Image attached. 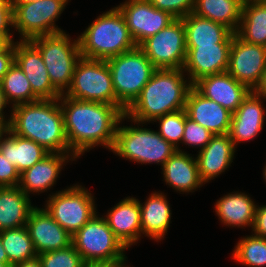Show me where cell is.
<instances>
[{"label": "cell", "mask_w": 266, "mask_h": 267, "mask_svg": "<svg viewBox=\"0 0 266 267\" xmlns=\"http://www.w3.org/2000/svg\"><path fill=\"white\" fill-rule=\"evenodd\" d=\"M70 150L80 158L85 151L100 145L112 149L116 130L125 111L115 105L59 97Z\"/></svg>", "instance_id": "6da1fadb"}, {"label": "cell", "mask_w": 266, "mask_h": 267, "mask_svg": "<svg viewBox=\"0 0 266 267\" xmlns=\"http://www.w3.org/2000/svg\"><path fill=\"white\" fill-rule=\"evenodd\" d=\"M10 131L33 140L49 153H73L68 144L59 98L11 107Z\"/></svg>", "instance_id": "7a4b0ae2"}, {"label": "cell", "mask_w": 266, "mask_h": 267, "mask_svg": "<svg viewBox=\"0 0 266 267\" xmlns=\"http://www.w3.org/2000/svg\"><path fill=\"white\" fill-rule=\"evenodd\" d=\"M184 73L183 69H156L140 95L125 110L126 119L144 126L165 114L185 109L193 84Z\"/></svg>", "instance_id": "3957f363"}, {"label": "cell", "mask_w": 266, "mask_h": 267, "mask_svg": "<svg viewBox=\"0 0 266 267\" xmlns=\"http://www.w3.org/2000/svg\"><path fill=\"white\" fill-rule=\"evenodd\" d=\"M81 57L107 60L137 48L117 7L97 16L78 37Z\"/></svg>", "instance_id": "277c9868"}, {"label": "cell", "mask_w": 266, "mask_h": 267, "mask_svg": "<svg viewBox=\"0 0 266 267\" xmlns=\"http://www.w3.org/2000/svg\"><path fill=\"white\" fill-rule=\"evenodd\" d=\"M127 120L126 115L120 119L118 124L112 152L121 158L128 159L141 164H161L176 152L177 148L167 142L157 131L142 128L140 122L130 121L137 124L121 126L122 121Z\"/></svg>", "instance_id": "5b68a950"}, {"label": "cell", "mask_w": 266, "mask_h": 267, "mask_svg": "<svg viewBox=\"0 0 266 267\" xmlns=\"http://www.w3.org/2000/svg\"><path fill=\"white\" fill-rule=\"evenodd\" d=\"M106 62L116 94V106L125 111L140 95L156 68L139 47L111 57Z\"/></svg>", "instance_id": "8992f818"}, {"label": "cell", "mask_w": 266, "mask_h": 267, "mask_svg": "<svg viewBox=\"0 0 266 267\" xmlns=\"http://www.w3.org/2000/svg\"><path fill=\"white\" fill-rule=\"evenodd\" d=\"M30 41L39 49L52 85L64 94L71 85L75 65L81 58L78 37L71 40L64 31Z\"/></svg>", "instance_id": "52a82bcc"}, {"label": "cell", "mask_w": 266, "mask_h": 267, "mask_svg": "<svg viewBox=\"0 0 266 267\" xmlns=\"http://www.w3.org/2000/svg\"><path fill=\"white\" fill-rule=\"evenodd\" d=\"M72 244L83 261L116 264L127 258L124 252L128 249L97 213L72 235Z\"/></svg>", "instance_id": "ba28073f"}, {"label": "cell", "mask_w": 266, "mask_h": 267, "mask_svg": "<svg viewBox=\"0 0 266 267\" xmlns=\"http://www.w3.org/2000/svg\"><path fill=\"white\" fill-rule=\"evenodd\" d=\"M64 95L116 106V94L106 60L81 57L75 65L71 85Z\"/></svg>", "instance_id": "9c48e42d"}, {"label": "cell", "mask_w": 266, "mask_h": 267, "mask_svg": "<svg viewBox=\"0 0 266 267\" xmlns=\"http://www.w3.org/2000/svg\"><path fill=\"white\" fill-rule=\"evenodd\" d=\"M44 206L70 235H74L97 213L94 196L82 185H72L52 193Z\"/></svg>", "instance_id": "30bf717a"}, {"label": "cell", "mask_w": 266, "mask_h": 267, "mask_svg": "<svg viewBox=\"0 0 266 267\" xmlns=\"http://www.w3.org/2000/svg\"><path fill=\"white\" fill-rule=\"evenodd\" d=\"M69 0H39L29 4H11L13 27L19 40L64 32L55 24Z\"/></svg>", "instance_id": "8fae6325"}, {"label": "cell", "mask_w": 266, "mask_h": 267, "mask_svg": "<svg viewBox=\"0 0 266 267\" xmlns=\"http://www.w3.org/2000/svg\"><path fill=\"white\" fill-rule=\"evenodd\" d=\"M138 47L156 69H183L187 55L183 20L175 19Z\"/></svg>", "instance_id": "7c38bea8"}, {"label": "cell", "mask_w": 266, "mask_h": 267, "mask_svg": "<svg viewBox=\"0 0 266 267\" xmlns=\"http://www.w3.org/2000/svg\"><path fill=\"white\" fill-rule=\"evenodd\" d=\"M266 69V47L247 43L233 36L227 72L240 83L254 90Z\"/></svg>", "instance_id": "4fadbf2b"}, {"label": "cell", "mask_w": 266, "mask_h": 267, "mask_svg": "<svg viewBox=\"0 0 266 267\" xmlns=\"http://www.w3.org/2000/svg\"><path fill=\"white\" fill-rule=\"evenodd\" d=\"M116 7L123 14L137 46L176 19L169 12L154 7L149 0H126Z\"/></svg>", "instance_id": "5bb4252c"}, {"label": "cell", "mask_w": 266, "mask_h": 267, "mask_svg": "<svg viewBox=\"0 0 266 267\" xmlns=\"http://www.w3.org/2000/svg\"><path fill=\"white\" fill-rule=\"evenodd\" d=\"M15 62L28 78L40 100H53L62 94L52 85L39 49L30 40L15 42Z\"/></svg>", "instance_id": "9a60e30c"}, {"label": "cell", "mask_w": 266, "mask_h": 267, "mask_svg": "<svg viewBox=\"0 0 266 267\" xmlns=\"http://www.w3.org/2000/svg\"><path fill=\"white\" fill-rule=\"evenodd\" d=\"M232 43L207 46H186L187 55L183 71L194 84L200 78L227 72Z\"/></svg>", "instance_id": "2e32d148"}, {"label": "cell", "mask_w": 266, "mask_h": 267, "mask_svg": "<svg viewBox=\"0 0 266 267\" xmlns=\"http://www.w3.org/2000/svg\"><path fill=\"white\" fill-rule=\"evenodd\" d=\"M26 227L38 255L72 244V235L57 223L45 208L36 206L29 215Z\"/></svg>", "instance_id": "e0dca14e"}, {"label": "cell", "mask_w": 266, "mask_h": 267, "mask_svg": "<svg viewBox=\"0 0 266 267\" xmlns=\"http://www.w3.org/2000/svg\"><path fill=\"white\" fill-rule=\"evenodd\" d=\"M193 87L205 98L234 113L251 90L228 72L200 78Z\"/></svg>", "instance_id": "ac0fdd59"}, {"label": "cell", "mask_w": 266, "mask_h": 267, "mask_svg": "<svg viewBox=\"0 0 266 267\" xmlns=\"http://www.w3.org/2000/svg\"><path fill=\"white\" fill-rule=\"evenodd\" d=\"M76 159L77 157L73 153H49L41 161L20 174L18 187L27 196L33 193H44L56 184L63 165Z\"/></svg>", "instance_id": "d6986e66"}, {"label": "cell", "mask_w": 266, "mask_h": 267, "mask_svg": "<svg viewBox=\"0 0 266 267\" xmlns=\"http://www.w3.org/2000/svg\"><path fill=\"white\" fill-rule=\"evenodd\" d=\"M261 99L254 90H251L242 104L232 113L228 134L235 148L238 143L255 139L263 129L265 109Z\"/></svg>", "instance_id": "ffe728a7"}, {"label": "cell", "mask_w": 266, "mask_h": 267, "mask_svg": "<svg viewBox=\"0 0 266 267\" xmlns=\"http://www.w3.org/2000/svg\"><path fill=\"white\" fill-rule=\"evenodd\" d=\"M185 110L190 119L212 134L229 133L232 113L215 101L205 98L194 87L188 92Z\"/></svg>", "instance_id": "44dd1931"}, {"label": "cell", "mask_w": 266, "mask_h": 267, "mask_svg": "<svg viewBox=\"0 0 266 267\" xmlns=\"http://www.w3.org/2000/svg\"><path fill=\"white\" fill-rule=\"evenodd\" d=\"M104 218L127 249L141 238V210L139 200L135 197H126L119 201Z\"/></svg>", "instance_id": "7402d4cb"}, {"label": "cell", "mask_w": 266, "mask_h": 267, "mask_svg": "<svg viewBox=\"0 0 266 267\" xmlns=\"http://www.w3.org/2000/svg\"><path fill=\"white\" fill-rule=\"evenodd\" d=\"M236 148L229 134L214 135L196 155L201 181L206 184L231 166Z\"/></svg>", "instance_id": "603a6c76"}, {"label": "cell", "mask_w": 266, "mask_h": 267, "mask_svg": "<svg viewBox=\"0 0 266 267\" xmlns=\"http://www.w3.org/2000/svg\"><path fill=\"white\" fill-rule=\"evenodd\" d=\"M190 155L184 150H176L161 168L164 182L183 194L195 192L197 188L203 186L196 157Z\"/></svg>", "instance_id": "cb8c5ba5"}, {"label": "cell", "mask_w": 266, "mask_h": 267, "mask_svg": "<svg viewBox=\"0 0 266 267\" xmlns=\"http://www.w3.org/2000/svg\"><path fill=\"white\" fill-rule=\"evenodd\" d=\"M166 197L164 193L155 191L144 203L139 201L142 235L156 242L164 239L171 223L172 213Z\"/></svg>", "instance_id": "d4e9b609"}, {"label": "cell", "mask_w": 266, "mask_h": 267, "mask_svg": "<svg viewBox=\"0 0 266 267\" xmlns=\"http://www.w3.org/2000/svg\"><path fill=\"white\" fill-rule=\"evenodd\" d=\"M214 206L218 219L225 226L252 228L257 205L244 192L228 193L219 198Z\"/></svg>", "instance_id": "484cf974"}, {"label": "cell", "mask_w": 266, "mask_h": 267, "mask_svg": "<svg viewBox=\"0 0 266 267\" xmlns=\"http://www.w3.org/2000/svg\"><path fill=\"white\" fill-rule=\"evenodd\" d=\"M186 46H207L232 43L234 32L225 25L189 13L182 18Z\"/></svg>", "instance_id": "4316f807"}, {"label": "cell", "mask_w": 266, "mask_h": 267, "mask_svg": "<svg viewBox=\"0 0 266 267\" xmlns=\"http://www.w3.org/2000/svg\"><path fill=\"white\" fill-rule=\"evenodd\" d=\"M18 186L0 187V231L25 226L36 207Z\"/></svg>", "instance_id": "83f0119b"}, {"label": "cell", "mask_w": 266, "mask_h": 267, "mask_svg": "<svg viewBox=\"0 0 266 267\" xmlns=\"http://www.w3.org/2000/svg\"><path fill=\"white\" fill-rule=\"evenodd\" d=\"M0 152L21 174L49 154L33 140L25 139L9 131L0 144Z\"/></svg>", "instance_id": "f1b7e54d"}, {"label": "cell", "mask_w": 266, "mask_h": 267, "mask_svg": "<svg viewBox=\"0 0 266 267\" xmlns=\"http://www.w3.org/2000/svg\"><path fill=\"white\" fill-rule=\"evenodd\" d=\"M235 34L247 43L266 47V0H245Z\"/></svg>", "instance_id": "f546056e"}, {"label": "cell", "mask_w": 266, "mask_h": 267, "mask_svg": "<svg viewBox=\"0 0 266 267\" xmlns=\"http://www.w3.org/2000/svg\"><path fill=\"white\" fill-rule=\"evenodd\" d=\"M245 0H195L193 12L195 15L221 23L237 31Z\"/></svg>", "instance_id": "4dcf8cb0"}, {"label": "cell", "mask_w": 266, "mask_h": 267, "mask_svg": "<svg viewBox=\"0 0 266 267\" xmlns=\"http://www.w3.org/2000/svg\"><path fill=\"white\" fill-rule=\"evenodd\" d=\"M0 238L11 266L38 256L26 225L2 230Z\"/></svg>", "instance_id": "1f68e13d"}, {"label": "cell", "mask_w": 266, "mask_h": 267, "mask_svg": "<svg viewBox=\"0 0 266 267\" xmlns=\"http://www.w3.org/2000/svg\"><path fill=\"white\" fill-rule=\"evenodd\" d=\"M5 98L12 107L40 100L32 91L30 82L20 66L14 62L0 82Z\"/></svg>", "instance_id": "d6a6232c"}, {"label": "cell", "mask_w": 266, "mask_h": 267, "mask_svg": "<svg viewBox=\"0 0 266 267\" xmlns=\"http://www.w3.org/2000/svg\"><path fill=\"white\" fill-rule=\"evenodd\" d=\"M232 257L235 262H239L249 267L266 266V238L258 237L254 234L241 238L234 248Z\"/></svg>", "instance_id": "836d02e7"}, {"label": "cell", "mask_w": 266, "mask_h": 267, "mask_svg": "<svg viewBox=\"0 0 266 267\" xmlns=\"http://www.w3.org/2000/svg\"><path fill=\"white\" fill-rule=\"evenodd\" d=\"M186 110L182 109L172 113L165 114L154 122L158 121L159 130L157 131L167 142L171 143L177 150L182 141L185 128Z\"/></svg>", "instance_id": "e575fe53"}, {"label": "cell", "mask_w": 266, "mask_h": 267, "mask_svg": "<svg viewBox=\"0 0 266 267\" xmlns=\"http://www.w3.org/2000/svg\"><path fill=\"white\" fill-rule=\"evenodd\" d=\"M41 267H81L83 259L74 245L38 255Z\"/></svg>", "instance_id": "d590c367"}, {"label": "cell", "mask_w": 266, "mask_h": 267, "mask_svg": "<svg viewBox=\"0 0 266 267\" xmlns=\"http://www.w3.org/2000/svg\"><path fill=\"white\" fill-rule=\"evenodd\" d=\"M214 136L209 130L196 123L192 119L187 116L185 119V128L184 134L181 143L188 145V147H199V149H203Z\"/></svg>", "instance_id": "8d00e7d4"}, {"label": "cell", "mask_w": 266, "mask_h": 267, "mask_svg": "<svg viewBox=\"0 0 266 267\" xmlns=\"http://www.w3.org/2000/svg\"><path fill=\"white\" fill-rule=\"evenodd\" d=\"M150 3L162 11L169 12L176 19L193 12L195 0H149Z\"/></svg>", "instance_id": "74e56055"}, {"label": "cell", "mask_w": 266, "mask_h": 267, "mask_svg": "<svg viewBox=\"0 0 266 267\" xmlns=\"http://www.w3.org/2000/svg\"><path fill=\"white\" fill-rule=\"evenodd\" d=\"M10 27H13V7L10 0H0V39L3 42L14 41Z\"/></svg>", "instance_id": "f35d334b"}, {"label": "cell", "mask_w": 266, "mask_h": 267, "mask_svg": "<svg viewBox=\"0 0 266 267\" xmlns=\"http://www.w3.org/2000/svg\"><path fill=\"white\" fill-rule=\"evenodd\" d=\"M20 182V173L0 152V187H16Z\"/></svg>", "instance_id": "ab89813d"}, {"label": "cell", "mask_w": 266, "mask_h": 267, "mask_svg": "<svg viewBox=\"0 0 266 267\" xmlns=\"http://www.w3.org/2000/svg\"><path fill=\"white\" fill-rule=\"evenodd\" d=\"M15 62V42H4L0 46V82Z\"/></svg>", "instance_id": "60d3db41"}, {"label": "cell", "mask_w": 266, "mask_h": 267, "mask_svg": "<svg viewBox=\"0 0 266 267\" xmlns=\"http://www.w3.org/2000/svg\"><path fill=\"white\" fill-rule=\"evenodd\" d=\"M251 230L254 232L252 234L266 238V205L257 206L254 224Z\"/></svg>", "instance_id": "b9f144b4"}, {"label": "cell", "mask_w": 266, "mask_h": 267, "mask_svg": "<svg viewBox=\"0 0 266 267\" xmlns=\"http://www.w3.org/2000/svg\"><path fill=\"white\" fill-rule=\"evenodd\" d=\"M10 118L11 116L8 119H0V144L10 131Z\"/></svg>", "instance_id": "7bdbcfd3"}, {"label": "cell", "mask_w": 266, "mask_h": 267, "mask_svg": "<svg viewBox=\"0 0 266 267\" xmlns=\"http://www.w3.org/2000/svg\"><path fill=\"white\" fill-rule=\"evenodd\" d=\"M254 91L263 99L266 100V69L262 76L259 85L254 89Z\"/></svg>", "instance_id": "ee69618b"}, {"label": "cell", "mask_w": 266, "mask_h": 267, "mask_svg": "<svg viewBox=\"0 0 266 267\" xmlns=\"http://www.w3.org/2000/svg\"><path fill=\"white\" fill-rule=\"evenodd\" d=\"M11 267H41V261L39 257H35L30 260H26L24 262L16 263L12 265Z\"/></svg>", "instance_id": "f6af8a7d"}, {"label": "cell", "mask_w": 266, "mask_h": 267, "mask_svg": "<svg viewBox=\"0 0 266 267\" xmlns=\"http://www.w3.org/2000/svg\"><path fill=\"white\" fill-rule=\"evenodd\" d=\"M8 104L9 103L7 102L5 98V94L0 84V119H6L3 111H4V108H6Z\"/></svg>", "instance_id": "bcb514c9"}, {"label": "cell", "mask_w": 266, "mask_h": 267, "mask_svg": "<svg viewBox=\"0 0 266 267\" xmlns=\"http://www.w3.org/2000/svg\"><path fill=\"white\" fill-rule=\"evenodd\" d=\"M113 265L108 262L84 261L81 267H112Z\"/></svg>", "instance_id": "7dc6e473"}, {"label": "cell", "mask_w": 266, "mask_h": 267, "mask_svg": "<svg viewBox=\"0 0 266 267\" xmlns=\"http://www.w3.org/2000/svg\"><path fill=\"white\" fill-rule=\"evenodd\" d=\"M0 262L8 263V257H7L5 249L3 248L1 238H0Z\"/></svg>", "instance_id": "c3c4849f"}, {"label": "cell", "mask_w": 266, "mask_h": 267, "mask_svg": "<svg viewBox=\"0 0 266 267\" xmlns=\"http://www.w3.org/2000/svg\"><path fill=\"white\" fill-rule=\"evenodd\" d=\"M39 0H10L11 4H29Z\"/></svg>", "instance_id": "681fc988"}, {"label": "cell", "mask_w": 266, "mask_h": 267, "mask_svg": "<svg viewBox=\"0 0 266 267\" xmlns=\"http://www.w3.org/2000/svg\"><path fill=\"white\" fill-rule=\"evenodd\" d=\"M127 260H124L122 262L116 263L114 264L112 267H129L128 265L126 266V262ZM131 267V266H130Z\"/></svg>", "instance_id": "f907efd6"}, {"label": "cell", "mask_w": 266, "mask_h": 267, "mask_svg": "<svg viewBox=\"0 0 266 267\" xmlns=\"http://www.w3.org/2000/svg\"><path fill=\"white\" fill-rule=\"evenodd\" d=\"M0 267H11V265L9 263L0 262Z\"/></svg>", "instance_id": "816d5d0a"}, {"label": "cell", "mask_w": 266, "mask_h": 267, "mask_svg": "<svg viewBox=\"0 0 266 267\" xmlns=\"http://www.w3.org/2000/svg\"><path fill=\"white\" fill-rule=\"evenodd\" d=\"M263 178L266 182V165L264 166V170H263Z\"/></svg>", "instance_id": "f5cc1de1"}, {"label": "cell", "mask_w": 266, "mask_h": 267, "mask_svg": "<svg viewBox=\"0 0 266 267\" xmlns=\"http://www.w3.org/2000/svg\"><path fill=\"white\" fill-rule=\"evenodd\" d=\"M4 42L0 39V46L3 44Z\"/></svg>", "instance_id": "db71d44e"}]
</instances>
